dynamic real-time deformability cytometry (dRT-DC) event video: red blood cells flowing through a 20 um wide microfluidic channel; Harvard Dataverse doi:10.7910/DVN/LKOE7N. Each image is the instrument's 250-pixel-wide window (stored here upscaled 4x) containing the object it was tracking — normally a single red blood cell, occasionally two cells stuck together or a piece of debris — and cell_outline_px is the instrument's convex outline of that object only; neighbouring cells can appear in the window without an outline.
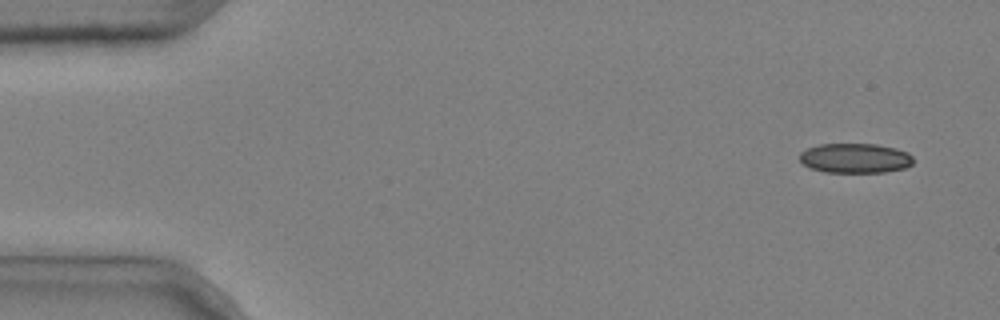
{"species": "common noctule bat (a hibernating species)", "species_latin": "Nyctalus noctula", "temperature_condition": "cold", "stored_images_in_passage": 4, "camera_frame_rate_fps": 3000, "um_per_image_px": 0.085, "animal": {"sex": "male", "body_mass_g": 20.4}, "frame": {"image": 1, "passage_image": 1, "time_ms": 0.0, "image_size_px": [1000, 320], "cell_outline_px": [[912, 164], [904, 168], [884, 172], [824, 172], [808, 168], [800, 160], [800, 152], [808, 148], [820, 144], [876, 144], [896, 148], [908, 152], [912, 156]], "centroid_in_image_um": [72.68, 13.44], "position_along_channel_um": 12.3, "area_um2": 19.71}}
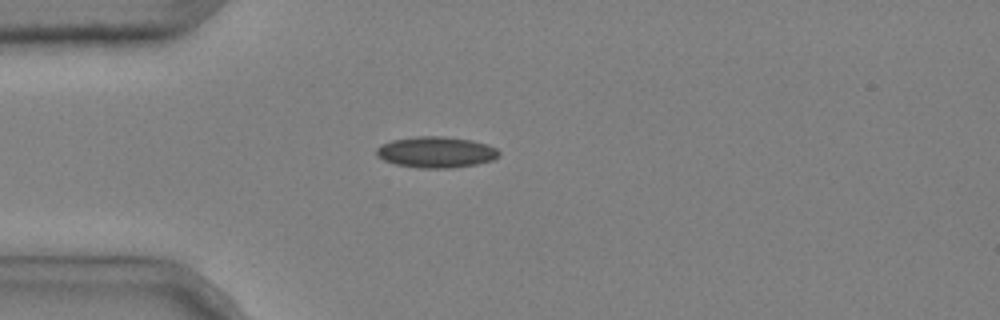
{"frame": {"image": 2, "passage_image": 4, "time_ms": 1.0, "image_size_px": [1000, 320], "cell_outline_px": [[500, 156], [492, 160], [476, 164], [448, 168], [416, 168], [396, 164], [384, 160], [376, 156], [376, 148], [380, 144], [392, 140], [416, 136], [444, 136], [472, 140], [488, 144], [496, 148], [500, 152]], "centroid_in_image_um": [37.06, 12.92], "position_along_channel_um": 47.9, "area_um2": 22.37}}